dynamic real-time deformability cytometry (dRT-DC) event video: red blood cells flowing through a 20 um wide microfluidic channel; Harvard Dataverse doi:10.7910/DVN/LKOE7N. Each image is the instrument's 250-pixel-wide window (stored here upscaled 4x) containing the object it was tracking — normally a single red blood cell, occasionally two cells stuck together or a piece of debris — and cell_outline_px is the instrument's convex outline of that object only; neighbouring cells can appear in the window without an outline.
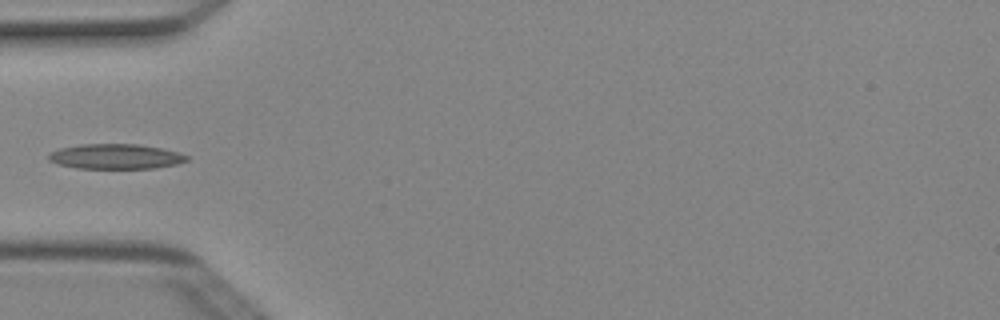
{"species": "Egyptian fruit bat (a non-hibernating species)", "species_latin": "Rousettus aegyptiacus", "temperature_condition": "cold", "stored_images_in_passage": 5, "camera_frame_rate_fps": 3000, "um_per_image_px": 0.085, "animal": {"sex": "female"}, "frame": {"image": 1, "passage_image": 4, "time_ms": 1.0, "image_size_px": [1000, 320], "cell_outline_px": [[188, 160], [176, 164], [156, 168], [76, 168], [56, 164], [48, 160], [48, 156], [52, 152], [60, 148], [80, 144], [136, 144], [160, 148], [176, 152], [188, 156]], "centroid_in_image_um": [9.79, 13.3], "position_along_channel_um": 75.2, "area_um2": 20.0}}
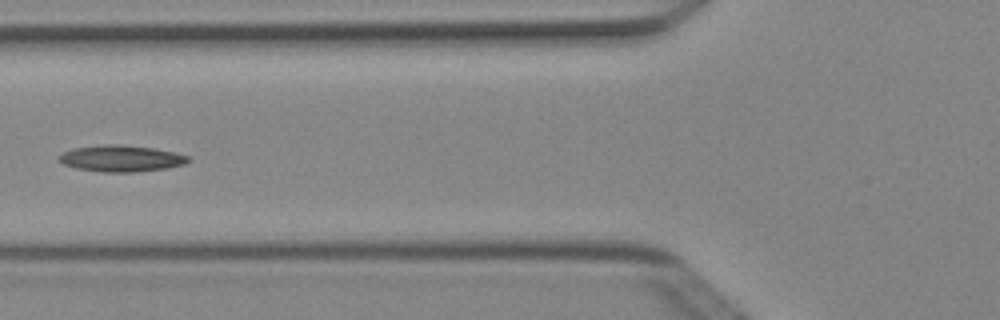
{"frame": {"image": 2, "passage_image": 5, "time_ms": 1.333, "image_size_px": [1000, 320], "cell_outline_px": [[192, 160], [184, 164], [168, 168], [132, 172], [104, 172], [76, 168], [64, 164], [56, 160], [56, 156], [60, 152], [72, 148], [104, 144], [120, 144], [152, 148], [172, 152], [188, 156]], "centroid_in_image_um": [10.22, 13.46], "position_along_channel_um": 115.6, "area_um2": 20.06}}